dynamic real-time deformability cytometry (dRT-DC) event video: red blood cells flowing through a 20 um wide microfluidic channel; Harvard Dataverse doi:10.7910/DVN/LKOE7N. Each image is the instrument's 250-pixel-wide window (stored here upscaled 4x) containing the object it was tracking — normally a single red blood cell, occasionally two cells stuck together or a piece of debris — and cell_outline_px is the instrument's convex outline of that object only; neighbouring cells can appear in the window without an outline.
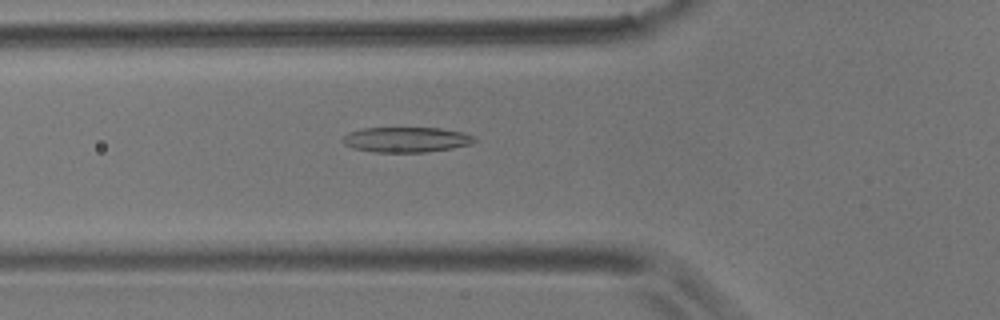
{"species": "common noctule bat (a hibernating species)", "species_latin": "Nyctalus noctula", "temperature_condition": "room temperature", "stored_images_in_passage": 51, "camera_frame_rate_fps": 3000, "um_per_image_px": 0.085, "animal": {"sex": "male", "body_mass_g": 17.9}, "frame": {"image": 1, "passage_image": 17, "time_ms": 5.333, "image_size_px": [1000, 320], "cell_outline_px": [[476, 140], [472, 144], [452, 148], [424, 152], [376, 152], [352, 148], [344, 144], [340, 140], [348, 132], [364, 128], [440, 128], [464, 132], [476, 136]], "centroid_in_image_um": [34.55, 11.86], "position_along_channel_um": 91.3, "area_um2": 19.48}}
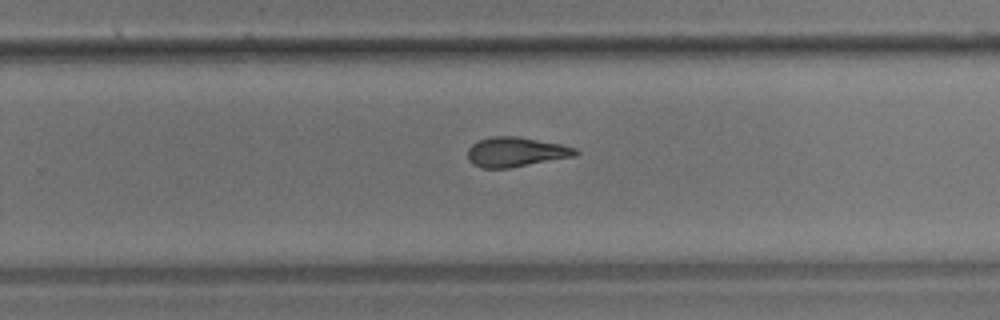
{"frame": {"image": 2, "passage_image": 33, "time_ms": 10.667, "image_size_px": [1000, 320], "cell_outline_px": [[580, 152], [576, 156], [512, 168], [480, 168], [472, 164], [468, 160], [468, 148], [472, 144], [480, 140], [492, 136], [516, 136], [560, 144], [576, 148]], "centroid_in_image_um": [43.85, 12.93], "position_along_channel_um": 286.0, "area_um2": 18.79}}
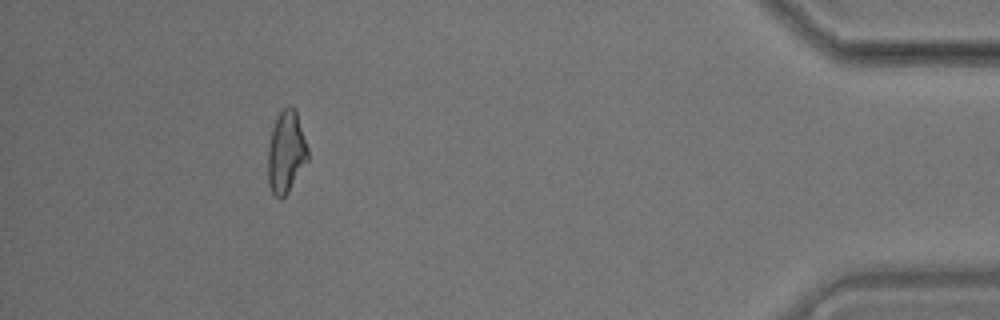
{"frame": {"image": 3, "passage_image": 48, "time_ms": 15.667, "image_size_px": [1000, 320], "cell_outline_px": [[308, 160], [288, 192], [280, 200], [272, 192], [268, 184], [268, 144], [272, 128], [276, 116], [288, 104], [296, 108], [308, 148]], "centroid_in_image_um": [24.32, 12.89], "position_along_channel_um": 410.9, "area_um2": 19.31}}